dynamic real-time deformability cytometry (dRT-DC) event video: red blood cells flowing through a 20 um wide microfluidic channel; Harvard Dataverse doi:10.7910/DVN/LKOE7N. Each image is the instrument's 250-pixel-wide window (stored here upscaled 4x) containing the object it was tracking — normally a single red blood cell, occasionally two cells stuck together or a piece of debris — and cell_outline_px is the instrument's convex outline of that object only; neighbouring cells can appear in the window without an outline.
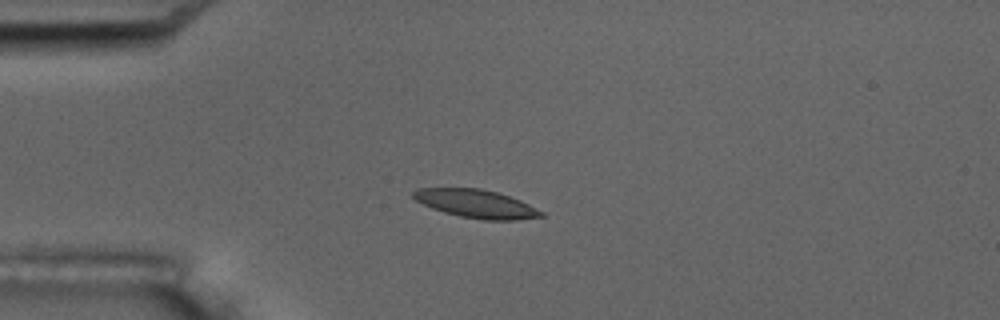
{"species": "common noctule bat (a hibernating species)", "species_latin": "Nyctalus noctula", "temperature_condition": "room temperature", "stored_images_in_passage": 4, "camera_frame_rate_fps": 3000, "um_per_image_px": 0.085, "animal": {"sex": "male", "body_mass_g": 17.5, "forearm_length_mm": 52.3}, "frame": {"image": 1, "passage_image": 1, "time_ms": 0.0, "image_size_px": [1000, 320], "cell_outline_px": [[544, 216], [516, 220], [484, 220], [460, 216], [444, 212], [432, 208], [416, 200], [412, 196], [412, 192], [420, 188], [480, 188], [496, 192], [520, 200], [544, 212]], "centroid_in_image_um": [40.48, 17.32], "position_along_channel_um": 44.5, "area_um2": 20.87}}